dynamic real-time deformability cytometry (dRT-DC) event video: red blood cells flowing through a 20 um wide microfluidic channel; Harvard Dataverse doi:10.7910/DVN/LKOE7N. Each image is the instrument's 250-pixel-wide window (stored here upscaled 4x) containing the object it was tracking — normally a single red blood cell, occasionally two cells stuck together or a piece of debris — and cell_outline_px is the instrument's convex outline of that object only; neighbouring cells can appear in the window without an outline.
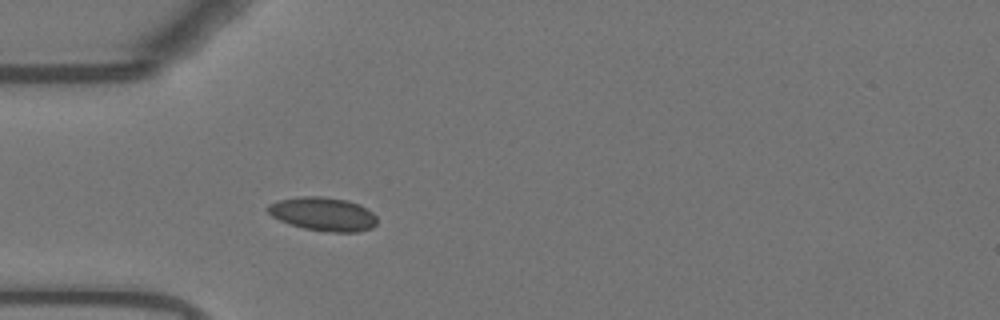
{"species": "Egyptian fruit bat (a non-hibernating species)", "species_latin": "Rousettus aegyptiacus", "temperature_condition": "warm", "stored_images_in_passage": 35, "camera_frame_rate_fps": 3000, "um_per_image_px": 0.085, "animal": {"sex": "female"}, "frame": {"image": 1, "passage_image": 1, "time_ms": 0.0, "image_size_px": [1000, 320], "cell_outline_px": [[376, 224], [372, 228], [356, 232], [328, 232], [304, 228], [280, 220], [272, 216], [264, 208], [268, 204], [280, 200], [300, 196], [320, 196], [348, 200], [360, 204], [372, 212], [376, 216]], "centroid_in_image_um": [27.47, 18.18], "position_along_channel_um": 57.5, "area_um2": 21.44}}
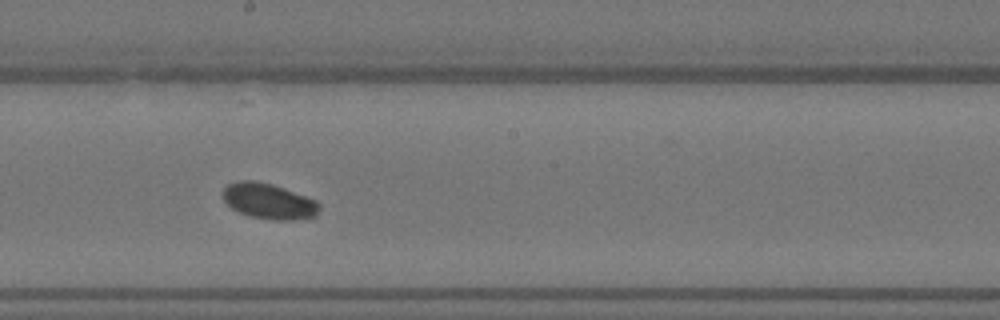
{"frame": {"image": 2, "passage_image": 15, "time_ms": 4.667, "image_size_px": [1000, 320], "cell_outline_px": [[320, 208], [316, 216], [308, 220], [272, 220], [252, 216], [240, 212], [232, 208], [224, 200], [224, 188], [228, 184], [236, 180], [256, 180], [272, 184], [284, 188], [316, 200], [320, 204]], "centroid_in_image_um": [22.9, 17.11], "position_along_channel_um": 225.3, "area_um2": 20.17}}
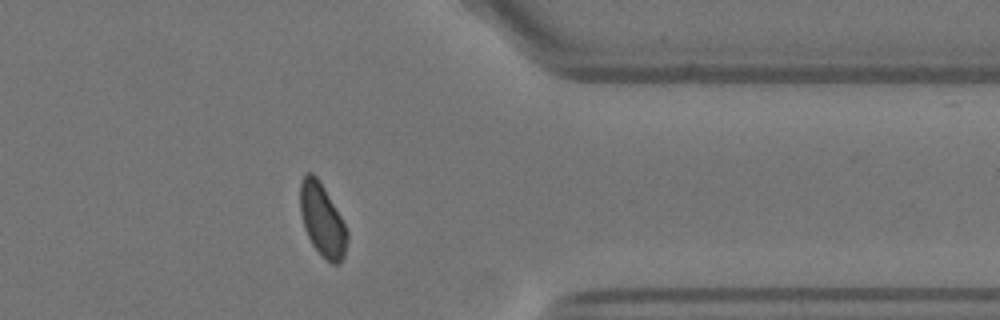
{"frame": {"image": 3, "passage_image": 29, "time_ms": 9.333, "image_size_px": [1000, 320], "cell_outline_px": [[348, 240], [344, 256], [340, 264], [332, 264], [312, 244], [304, 228], [300, 212], [300, 180], [308, 172], [312, 172], [320, 180], [340, 216], [348, 232]], "centroid_in_image_um": [27.39, 18.68], "position_along_channel_um": 384.0, "area_um2": 19.77}, "authors_computed_cell_mechanics": {"area_um2": 19.8832, "velocity_mm_per_s": 3.683, "shape_relaxation_time_tau1_ms": 2.181, "shape_relaxation_time_tau2_ms": null, "deformation_change_tau1": 0.0464, "deformation_change_tau2": null}}